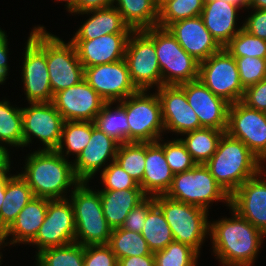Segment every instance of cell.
Returning <instances> with one entry per match:
<instances>
[{"label": "cell", "instance_id": "6da1fadb", "mask_svg": "<svg viewBox=\"0 0 266 266\" xmlns=\"http://www.w3.org/2000/svg\"><path fill=\"white\" fill-rule=\"evenodd\" d=\"M232 217L210 221L209 237L222 266H252L266 235L229 207Z\"/></svg>", "mask_w": 266, "mask_h": 266}, {"label": "cell", "instance_id": "7a4b0ae2", "mask_svg": "<svg viewBox=\"0 0 266 266\" xmlns=\"http://www.w3.org/2000/svg\"><path fill=\"white\" fill-rule=\"evenodd\" d=\"M26 156L24 171L20 175L35 197L67 199V193H72L81 182L74 173L72 161L56 150H35Z\"/></svg>", "mask_w": 266, "mask_h": 266}, {"label": "cell", "instance_id": "3957f363", "mask_svg": "<svg viewBox=\"0 0 266 266\" xmlns=\"http://www.w3.org/2000/svg\"><path fill=\"white\" fill-rule=\"evenodd\" d=\"M262 162L239 139L224 132L216 152L205 163L216 182L231 196L262 169Z\"/></svg>", "mask_w": 266, "mask_h": 266}, {"label": "cell", "instance_id": "277c9868", "mask_svg": "<svg viewBox=\"0 0 266 266\" xmlns=\"http://www.w3.org/2000/svg\"><path fill=\"white\" fill-rule=\"evenodd\" d=\"M88 183L81 181L68 197L74 210L75 243L82 246L108 244L112 228L104 217L99 189L90 188Z\"/></svg>", "mask_w": 266, "mask_h": 266}, {"label": "cell", "instance_id": "5b68a950", "mask_svg": "<svg viewBox=\"0 0 266 266\" xmlns=\"http://www.w3.org/2000/svg\"><path fill=\"white\" fill-rule=\"evenodd\" d=\"M154 201L163 212L174 241L186 244L200 254L201 246L209 235V211L169 199L165 195L154 196Z\"/></svg>", "mask_w": 266, "mask_h": 266}, {"label": "cell", "instance_id": "8992f818", "mask_svg": "<svg viewBox=\"0 0 266 266\" xmlns=\"http://www.w3.org/2000/svg\"><path fill=\"white\" fill-rule=\"evenodd\" d=\"M169 199L194 205L209 211L216 201L230 207V196L216 182L205 164H196L192 169L176 173L165 194Z\"/></svg>", "mask_w": 266, "mask_h": 266}, {"label": "cell", "instance_id": "52a82bcc", "mask_svg": "<svg viewBox=\"0 0 266 266\" xmlns=\"http://www.w3.org/2000/svg\"><path fill=\"white\" fill-rule=\"evenodd\" d=\"M26 41L21 72L26 100L28 103L52 102L54 95L46 62V28L35 26Z\"/></svg>", "mask_w": 266, "mask_h": 266}, {"label": "cell", "instance_id": "ba28073f", "mask_svg": "<svg viewBox=\"0 0 266 266\" xmlns=\"http://www.w3.org/2000/svg\"><path fill=\"white\" fill-rule=\"evenodd\" d=\"M119 103L126 110L129 142L152 143L163 138L162 107L156 91L150 94L148 90H139Z\"/></svg>", "mask_w": 266, "mask_h": 266}, {"label": "cell", "instance_id": "9c48e42d", "mask_svg": "<svg viewBox=\"0 0 266 266\" xmlns=\"http://www.w3.org/2000/svg\"><path fill=\"white\" fill-rule=\"evenodd\" d=\"M124 59L131 80L138 90L162 86V74L154 44V27L133 30L126 46Z\"/></svg>", "mask_w": 266, "mask_h": 266}, {"label": "cell", "instance_id": "30bf717a", "mask_svg": "<svg viewBox=\"0 0 266 266\" xmlns=\"http://www.w3.org/2000/svg\"><path fill=\"white\" fill-rule=\"evenodd\" d=\"M154 44L162 85H179L198 79L199 62L180 46L167 29L154 27Z\"/></svg>", "mask_w": 266, "mask_h": 266}, {"label": "cell", "instance_id": "8fae6325", "mask_svg": "<svg viewBox=\"0 0 266 266\" xmlns=\"http://www.w3.org/2000/svg\"><path fill=\"white\" fill-rule=\"evenodd\" d=\"M198 79L230 105L243 97L236 60L225 48L199 63Z\"/></svg>", "mask_w": 266, "mask_h": 266}, {"label": "cell", "instance_id": "7c38bea8", "mask_svg": "<svg viewBox=\"0 0 266 266\" xmlns=\"http://www.w3.org/2000/svg\"><path fill=\"white\" fill-rule=\"evenodd\" d=\"M46 62L53 95L72 87L84 79V67L76 48L46 30Z\"/></svg>", "mask_w": 266, "mask_h": 266}, {"label": "cell", "instance_id": "4fadbf2b", "mask_svg": "<svg viewBox=\"0 0 266 266\" xmlns=\"http://www.w3.org/2000/svg\"><path fill=\"white\" fill-rule=\"evenodd\" d=\"M22 107L24 147L37 138L43 147L37 150H56L61 141L65 120L52 102L28 103ZM34 136V137H33Z\"/></svg>", "mask_w": 266, "mask_h": 266}, {"label": "cell", "instance_id": "5bb4252c", "mask_svg": "<svg viewBox=\"0 0 266 266\" xmlns=\"http://www.w3.org/2000/svg\"><path fill=\"white\" fill-rule=\"evenodd\" d=\"M225 132L241 140L262 163L266 162V112L241 101L231 104Z\"/></svg>", "mask_w": 266, "mask_h": 266}, {"label": "cell", "instance_id": "9a60e30c", "mask_svg": "<svg viewBox=\"0 0 266 266\" xmlns=\"http://www.w3.org/2000/svg\"><path fill=\"white\" fill-rule=\"evenodd\" d=\"M75 231L74 210L70 200H49L45 220L29 245L37 247L36 254L46 248L66 246L75 243Z\"/></svg>", "mask_w": 266, "mask_h": 266}, {"label": "cell", "instance_id": "2e32d148", "mask_svg": "<svg viewBox=\"0 0 266 266\" xmlns=\"http://www.w3.org/2000/svg\"><path fill=\"white\" fill-rule=\"evenodd\" d=\"M84 80L107 102H120L139 90L133 84L125 59L84 68Z\"/></svg>", "mask_w": 266, "mask_h": 266}, {"label": "cell", "instance_id": "e0dca14e", "mask_svg": "<svg viewBox=\"0 0 266 266\" xmlns=\"http://www.w3.org/2000/svg\"><path fill=\"white\" fill-rule=\"evenodd\" d=\"M53 105L65 121H95L106 103L83 79L72 87L54 94Z\"/></svg>", "mask_w": 266, "mask_h": 266}, {"label": "cell", "instance_id": "ac0fdd59", "mask_svg": "<svg viewBox=\"0 0 266 266\" xmlns=\"http://www.w3.org/2000/svg\"><path fill=\"white\" fill-rule=\"evenodd\" d=\"M265 168L262 165V169L255 176L247 179L230 196V208L266 235Z\"/></svg>", "mask_w": 266, "mask_h": 266}, {"label": "cell", "instance_id": "d6986e66", "mask_svg": "<svg viewBox=\"0 0 266 266\" xmlns=\"http://www.w3.org/2000/svg\"><path fill=\"white\" fill-rule=\"evenodd\" d=\"M188 104L197 114L200 125L226 131L230 104L216 96L199 79L179 84Z\"/></svg>", "mask_w": 266, "mask_h": 266}, {"label": "cell", "instance_id": "ffe728a7", "mask_svg": "<svg viewBox=\"0 0 266 266\" xmlns=\"http://www.w3.org/2000/svg\"><path fill=\"white\" fill-rule=\"evenodd\" d=\"M162 107L164 130L177 136L203 128L197 114L188 104L184 90L179 85H162L156 89Z\"/></svg>", "mask_w": 266, "mask_h": 266}, {"label": "cell", "instance_id": "44dd1931", "mask_svg": "<svg viewBox=\"0 0 266 266\" xmlns=\"http://www.w3.org/2000/svg\"><path fill=\"white\" fill-rule=\"evenodd\" d=\"M119 143L92 122V133L86 147L73 159V170L80 181H90L96 173L115 161ZM111 159V160H109ZM109 161V163H107ZM104 168H103V167ZM103 168V169H102Z\"/></svg>", "mask_w": 266, "mask_h": 266}, {"label": "cell", "instance_id": "7402d4cb", "mask_svg": "<svg viewBox=\"0 0 266 266\" xmlns=\"http://www.w3.org/2000/svg\"><path fill=\"white\" fill-rule=\"evenodd\" d=\"M166 29L176 38L180 46L199 63L222 49L205 27L201 16L171 23Z\"/></svg>", "mask_w": 266, "mask_h": 266}, {"label": "cell", "instance_id": "603a6c76", "mask_svg": "<svg viewBox=\"0 0 266 266\" xmlns=\"http://www.w3.org/2000/svg\"><path fill=\"white\" fill-rule=\"evenodd\" d=\"M131 33L106 34L92 40H70L83 67L112 63L124 59Z\"/></svg>", "mask_w": 266, "mask_h": 266}, {"label": "cell", "instance_id": "cb8c5ba5", "mask_svg": "<svg viewBox=\"0 0 266 266\" xmlns=\"http://www.w3.org/2000/svg\"><path fill=\"white\" fill-rule=\"evenodd\" d=\"M239 6L224 0H205L201 17L217 43L224 48L243 28L237 27ZM237 27V28H236Z\"/></svg>", "mask_w": 266, "mask_h": 266}, {"label": "cell", "instance_id": "d4e9b609", "mask_svg": "<svg viewBox=\"0 0 266 266\" xmlns=\"http://www.w3.org/2000/svg\"><path fill=\"white\" fill-rule=\"evenodd\" d=\"M174 173L171 171L164 149L157 143H145V169L139 184L147 197L165 195L169 190Z\"/></svg>", "mask_w": 266, "mask_h": 266}, {"label": "cell", "instance_id": "484cf974", "mask_svg": "<svg viewBox=\"0 0 266 266\" xmlns=\"http://www.w3.org/2000/svg\"><path fill=\"white\" fill-rule=\"evenodd\" d=\"M49 200L43 197H33L24 206L17 215L16 220L4 232L5 246H15V244L20 243L29 245L35 239L39 228L45 220Z\"/></svg>", "mask_w": 266, "mask_h": 266}, {"label": "cell", "instance_id": "4316f807", "mask_svg": "<svg viewBox=\"0 0 266 266\" xmlns=\"http://www.w3.org/2000/svg\"><path fill=\"white\" fill-rule=\"evenodd\" d=\"M84 14L91 16L80 25L71 40H92L106 34L133 31L123 21L121 13L114 6L79 13V15Z\"/></svg>", "mask_w": 266, "mask_h": 266}, {"label": "cell", "instance_id": "83f0119b", "mask_svg": "<svg viewBox=\"0 0 266 266\" xmlns=\"http://www.w3.org/2000/svg\"><path fill=\"white\" fill-rule=\"evenodd\" d=\"M99 192L104 217L112 229L121 227L128 213L147 197L142 189L99 190Z\"/></svg>", "mask_w": 266, "mask_h": 266}, {"label": "cell", "instance_id": "f1b7e54d", "mask_svg": "<svg viewBox=\"0 0 266 266\" xmlns=\"http://www.w3.org/2000/svg\"><path fill=\"white\" fill-rule=\"evenodd\" d=\"M113 6L133 30L157 27L159 0H114Z\"/></svg>", "mask_w": 266, "mask_h": 266}, {"label": "cell", "instance_id": "f546056e", "mask_svg": "<svg viewBox=\"0 0 266 266\" xmlns=\"http://www.w3.org/2000/svg\"><path fill=\"white\" fill-rule=\"evenodd\" d=\"M35 197L27 181L15 174L9 181L5 190V197L0 208V227L5 232L16 220L19 212Z\"/></svg>", "mask_w": 266, "mask_h": 266}, {"label": "cell", "instance_id": "4dcf8cb0", "mask_svg": "<svg viewBox=\"0 0 266 266\" xmlns=\"http://www.w3.org/2000/svg\"><path fill=\"white\" fill-rule=\"evenodd\" d=\"M224 132L203 127L180 135L184 136L180 139L196 164H205L216 152L218 142Z\"/></svg>", "mask_w": 266, "mask_h": 266}, {"label": "cell", "instance_id": "1f68e13d", "mask_svg": "<svg viewBox=\"0 0 266 266\" xmlns=\"http://www.w3.org/2000/svg\"><path fill=\"white\" fill-rule=\"evenodd\" d=\"M94 123L97 128L119 144L129 142V125L126 110L119 102H114V104L113 102L105 103L97 114Z\"/></svg>", "mask_w": 266, "mask_h": 266}, {"label": "cell", "instance_id": "d6a6232c", "mask_svg": "<svg viewBox=\"0 0 266 266\" xmlns=\"http://www.w3.org/2000/svg\"><path fill=\"white\" fill-rule=\"evenodd\" d=\"M0 145L9 153L8 146L24 147L22 107L11 105L6 98L0 101Z\"/></svg>", "mask_w": 266, "mask_h": 266}, {"label": "cell", "instance_id": "836d02e7", "mask_svg": "<svg viewBox=\"0 0 266 266\" xmlns=\"http://www.w3.org/2000/svg\"><path fill=\"white\" fill-rule=\"evenodd\" d=\"M91 133L92 121H65L56 151L67 160L71 155L76 159L88 144Z\"/></svg>", "mask_w": 266, "mask_h": 266}, {"label": "cell", "instance_id": "e575fe53", "mask_svg": "<svg viewBox=\"0 0 266 266\" xmlns=\"http://www.w3.org/2000/svg\"><path fill=\"white\" fill-rule=\"evenodd\" d=\"M141 234L153 253L174 241L171 228L156 204L148 211Z\"/></svg>", "mask_w": 266, "mask_h": 266}, {"label": "cell", "instance_id": "d590c367", "mask_svg": "<svg viewBox=\"0 0 266 266\" xmlns=\"http://www.w3.org/2000/svg\"><path fill=\"white\" fill-rule=\"evenodd\" d=\"M205 0H159L158 27L167 28L171 23L201 16Z\"/></svg>", "mask_w": 266, "mask_h": 266}, {"label": "cell", "instance_id": "8d00e7d4", "mask_svg": "<svg viewBox=\"0 0 266 266\" xmlns=\"http://www.w3.org/2000/svg\"><path fill=\"white\" fill-rule=\"evenodd\" d=\"M108 245L118 260L152 253L141 233L121 229L120 227L112 229Z\"/></svg>", "mask_w": 266, "mask_h": 266}, {"label": "cell", "instance_id": "74e56055", "mask_svg": "<svg viewBox=\"0 0 266 266\" xmlns=\"http://www.w3.org/2000/svg\"><path fill=\"white\" fill-rule=\"evenodd\" d=\"M34 256L38 266H84V246L78 243L46 248Z\"/></svg>", "mask_w": 266, "mask_h": 266}, {"label": "cell", "instance_id": "f35d334b", "mask_svg": "<svg viewBox=\"0 0 266 266\" xmlns=\"http://www.w3.org/2000/svg\"><path fill=\"white\" fill-rule=\"evenodd\" d=\"M115 161L140 184L145 169V143L119 144Z\"/></svg>", "mask_w": 266, "mask_h": 266}, {"label": "cell", "instance_id": "ab89813d", "mask_svg": "<svg viewBox=\"0 0 266 266\" xmlns=\"http://www.w3.org/2000/svg\"><path fill=\"white\" fill-rule=\"evenodd\" d=\"M199 256L192 247L176 241L154 252L155 266H197Z\"/></svg>", "mask_w": 266, "mask_h": 266}, {"label": "cell", "instance_id": "60d3db41", "mask_svg": "<svg viewBox=\"0 0 266 266\" xmlns=\"http://www.w3.org/2000/svg\"><path fill=\"white\" fill-rule=\"evenodd\" d=\"M233 57L266 58V40L255 37L242 28L224 47Z\"/></svg>", "mask_w": 266, "mask_h": 266}, {"label": "cell", "instance_id": "b9f144b4", "mask_svg": "<svg viewBox=\"0 0 266 266\" xmlns=\"http://www.w3.org/2000/svg\"><path fill=\"white\" fill-rule=\"evenodd\" d=\"M160 141L164 140L160 138L157 143L164 149L166 161L174 174L190 170L196 165L180 138Z\"/></svg>", "mask_w": 266, "mask_h": 266}, {"label": "cell", "instance_id": "7bdbcfd3", "mask_svg": "<svg viewBox=\"0 0 266 266\" xmlns=\"http://www.w3.org/2000/svg\"><path fill=\"white\" fill-rule=\"evenodd\" d=\"M102 190L141 189L139 184L116 162L109 163L100 172Z\"/></svg>", "mask_w": 266, "mask_h": 266}, {"label": "cell", "instance_id": "ee69618b", "mask_svg": "<svg viewBox=\"0 0 266 266\" xmlns=\"http://www.w3.org/2000/svg\"><path fill=\"white\" fill-rule=\"evenodd\" d=\"M244 89L266 78V60L257 57H234Z\"/></svg>", "mask_w": 266, "mask_h": 266}, {"label": "cell", "instance_id": "f6af8a7d", "mask_svg": "<svg viewBox=\"0 0 266 266\" xmlns=\"http://www.w3.org/2000/svg\"><path fill=\"white\" fill-rule=\"evenodd\" d=\"M84 266H118V259L108 244L84 246Z\"/></svg>", "mask_w": 266, "mask_h": 266}, {"label": "cell", "instance_id": "bcb514c9", "mask_svg": "<svg viewBox=\"0 0 266 266\" xmlns=\"http://www.w3.org/2000/svg\"><path fill=\"white\" fill-rule=\"evenodd\" d=\"M154 205V197H146L140 204L128 213L120 228L141 233L145 224L146 215Z\"/></svg>", "mask_w": 266, "mask_h": 266}, {"label": "cell", "instance_id": "7dc6e473", "mask_svg": "<svg viewBox=\"0 0 266 266\" xmlns=\"http://www.w3.org/2000/svg\"><path fill=\"white\" fill-rule=\"evenodd\" d=\"M241 102L250 108L266 112V78L247 87Z\"/></svg>", "mask_w": 266, "mask_h": 266}, {"label": "cell", "instance_id": "c3c4849f", "mask_svg": "<svg viewBox=\"0 0 266 266\" xmlns=\"http://www.w3.org/2000/svg\"><path fill=\"white\" fill-rule=\"evenodd\" d=\"M243 28L255 37L266 40V10L252 9Z\"/></svg>", "mask_w": 266, "mask_h": 266}, {"label": "cell", "instance_id": "681fc988", "mask_svg": "<svg viewBox=\"0 0 266 266\" xmlns=\"http://www.w3.org/2000/svg\"><path fill=\"white\" fill-rule=\"evenodd\" d=\"M114 0H77L75 14L113 6Z\"/></svg>", "mask_w": 266, "mask_h": 266}, {"label": "cell", "instance_id": "f907efd6", "mask_svg": "<svg viewBox=\"0 0 266 266\" xmlns=\"http://www.w3.org/2000/svg\"><path fill=\"white\" fill-rule=\"evenodd\" d=\"M118 266H155L154 253L145 256H130L118 260Z\"/></svg>", "mask_w": 266, "mask_h": 266}, {"label": "cell", "instance_id": "816d5d0a", "mask_svg": "<svg viewBox=\"0 0 266 266\" xmlns=\"http://www.w3.org/2000/svg\"><path fill=\"white\" fill-rule=\"evenodd\" d=\"M11 169V162L3 169L0 170V208L2 207V203L5 197V190L8 184V181L14 176V174H10L9 170Z\"/></svg>", "mask_w": 266, "mask_h": 266}, {"label": "cell", "instance_id": "f5cc1de1", "mask_svg": "<svg viewBox=\"0 0 266 266\" xmlns=\"http://www.w3.org/2000/svg\"><path fill=\"white\" fill-rule=\"evenodd\" d=\"M8 43L6 45H0V69L3 70L7 75L9 74V65H8Z\"/></svg>", "mask_w": 266, "mask_h": 266}, {"label": "cell", "instance_id": "db71d44e", "mask_svg": "<svg viewBox=\"0 0 266 266\" xmlns=\"http://www.w3.org/2000/svg\"><path fill=\"white\" fill-rule=\"evenodd\" d=\"M10 153L0 145V170H3L10 162Z\"/></svg>", "mask_w": 266, "mask_h": 266}, {"label": "cell", "instance_id": "11a10c76", "mask_svg": "<svg viewBox=\"0 0 266 266\" xmlns=\"http://www.w3.org/2000/svg\"><path fill=\"white\" fill-rule=\"evenodd\" d=\"M247 9H261L266 10V0H251Z\"/></svg>", "mask_w": 266, "mask_h": 266}, {"label": "cell", "instance_id": "9f6ffc18", "mask_svg": "<svg viewBox=\"0 0 266 266\" xmlns=\"http://www.w3.org/2000/svg\"><path fill=\"white\" fill-rule=\"evenodd\" d=\"M56 1H63L66 2L64 6H66V11L69 12L71 15L75 14V4L77 0H56ZM73 13V14H72Z\"/></svg>", "mask_w": 266, "mask_h": 266}, {"label": "cell", "instance_id": "6f0895ef", "mask_svg": "<svg viewBox=\"0 0 266 266\" xmlns=\"http://www.w3.org/2000/svg\"><path fill=\"white\" fill-rule=\"evenodd\" d=\"M7 33L0 28V45H6L8 42Z\"/></svg>", "mask_w": 266, "mask_h": 266}, {"label": "cell", "instance_id": "680465c9", "mask_svg": "<svg viewBox=\"0 0 266 266\" xmlns=\"http://www.w3.org/2000/svg\"><path fill=\"white\" fill-rule=\"evenodd\" d=\"M224 1L235 4L236 6H239L241 9L245 10L247 9V6L241 0H224Z\"/></svg>", "mask_w": 266, "mask_h": 266}, {"label": "cell", "instance_id": "91938a15", "mask_svg": "<svg viewBox=\"0 0 266 266\" xmlns=\"http://www.w3.org/2000/svg\"><path fill=\"white\" fill-rule=\"evenodd\" d=\"M5 240H4V231L2 230V228L0 227V249L1 248H5ZM0 255H2V253L0 252Z\"/></svg>", "mask_w": 266, "mask_h": 266}, {"label": "cell", "instance_id": "94428289", "mask_svg": "<svg viewBox=\"0 0 266 266\" xmlns=\"http://www.w3.org/2000/svg\"><path fill=\"white\" fill-rule=\"evenodd\" d=\"M7 75L3 70L0 69V85L6 82V79L8 78Z\"/></svg>", "mask_w": 266, "mask_h": 266}, {"label": "cell", "instance_id": "6125c7cd", "mask_svg": "<svg viewBox=\"0 0 266 266\" xmlns=\"http://www.w3.org/2000/svg\"><path fill=\"white\" fill-rule=\"evenodd\" d=\"M246 6H248L250 4L251 0H241Z\"/></svg>", "mask_w": 266, "mask_h": 266}, {"label": "cell", "instance_id": "be15d7a7", "mask_svg": "<svg viewBox=\"0 0 266 266\" xmlns=\"http://www.w3.org/2000/svg\"><path fill=\"white\" fill-rule=\"evenodd\" d=\"M2 256H3V255H0V266H1V264H2V263H1V261H2Z\"/></svg>", "mask_w": 266, "mask_h": 266}]
</instances>
